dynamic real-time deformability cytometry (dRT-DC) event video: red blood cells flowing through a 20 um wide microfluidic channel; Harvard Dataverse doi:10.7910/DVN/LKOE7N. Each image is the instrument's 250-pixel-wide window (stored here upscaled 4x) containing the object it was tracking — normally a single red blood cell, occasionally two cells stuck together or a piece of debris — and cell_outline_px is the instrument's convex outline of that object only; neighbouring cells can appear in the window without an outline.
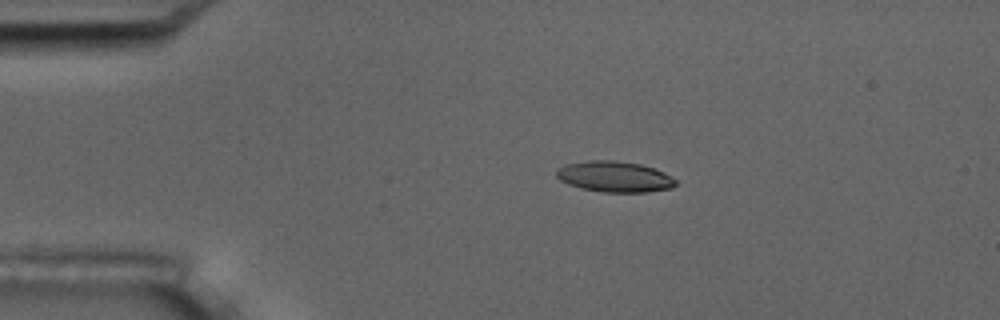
{"species": "common noctule bat (a hibernating species)", "species_latin": "Nyctalus noctula", "temperature_condition": "room temperature", "stored_images_in_passage": 5, "camera_frame_rate_fps": 3000, "um_per_image_px": 0.085, "animal": {"sex": "male", "body_mass_g": 17.5, "forearm_length_mm": 52.3}, "frame": {"image": 1, "passage_image": 4, "time_ms": 3.333, "image_size_px": [1000, 320], "cell_outline_px": [[676, 184], [672, 188], [648, 192], [604, 192], [580, 188], [568, 184], [560, 180], [556, 176], [556, 172], [564, 164], [588, 160], [612, 160], [640, 164], [664, 172], [676, 180]], "centroid_in_image_um": [52.23, 15.02], "position_along_channel_um": 32.8, "area_um2": 21.39}}